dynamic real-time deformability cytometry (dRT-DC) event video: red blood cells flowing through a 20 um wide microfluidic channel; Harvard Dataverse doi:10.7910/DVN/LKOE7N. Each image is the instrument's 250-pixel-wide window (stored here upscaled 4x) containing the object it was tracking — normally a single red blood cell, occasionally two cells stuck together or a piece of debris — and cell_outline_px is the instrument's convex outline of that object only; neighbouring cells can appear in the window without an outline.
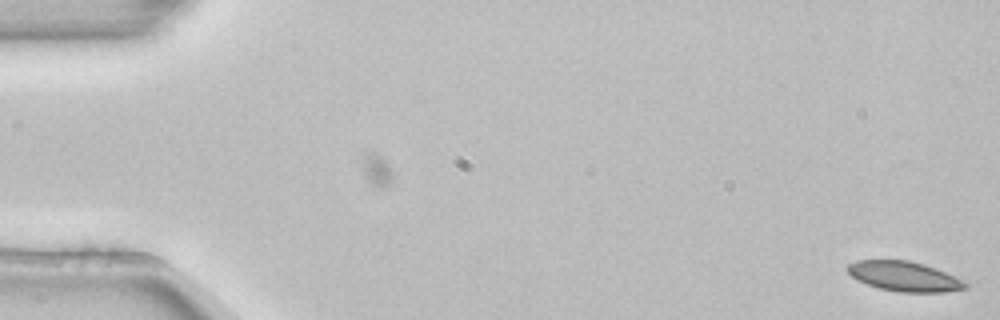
{"species": "common noctule bat (a hibernating species)", "species_latin": "Nyctalus noctula", "temperature_condition": "room temperature", "stored_images_in_passage": 6, "camera_frame_rate_fps": 3000, "um_per_image_px": 0.085, "animal": {"sex": "female", "body_mass_g": 22.7, "forearm_length_mm": 54.2}, "frame": {"image": 1, "passage_image": 6, "time_ms": 1.667, "image_size_px": [1000, 320], "cell_outline_px": [[968, 288], [944, 292], [900, 292], [880, 288], [856, 280], [848, 272], [848, 264], [856, 260], [908, 260], [924, 264], [936, 268], [968, 284]], "centroid_in_image_um": [76.84, 23.49], "position_along_channel_um": 8.2, "area_um2": 20.23}}